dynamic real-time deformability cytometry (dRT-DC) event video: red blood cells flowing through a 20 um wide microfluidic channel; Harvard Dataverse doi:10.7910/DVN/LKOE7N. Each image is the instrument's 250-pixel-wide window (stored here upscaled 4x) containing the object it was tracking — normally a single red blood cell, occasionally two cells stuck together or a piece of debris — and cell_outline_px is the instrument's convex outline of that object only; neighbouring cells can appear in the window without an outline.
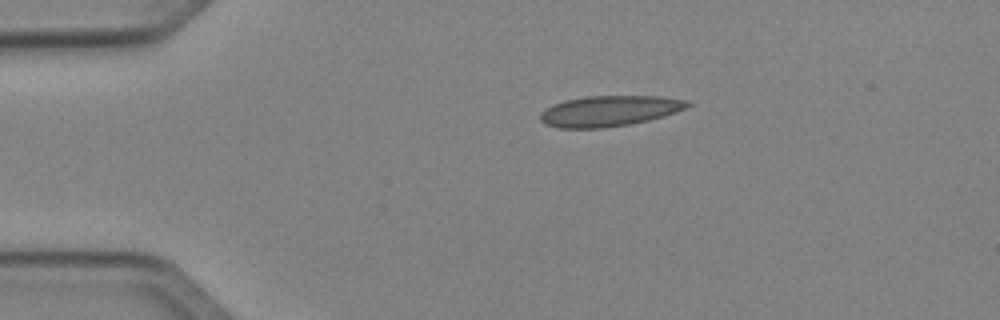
{"species": "Egyptian fruit bat (a non-hibernating species)", "species_latin": "Rousettus aegyptiacus", "temperature_condition": "cold", "stored_images_in_passage": 41, "camera_frame_rate_fps": 3000, "um_per_image_px": 0.085, "animal": {"sex": "female"}, "frame": {"image": 1, "passage_image": 1, "time_ms": 0.0, "image_size_px": [1000, 320], "cell_outline_px": [[692, 104], [684, 108], [648, 120], [628, 124], [604, 128], [560, 128], [548, 124], [540, 120], [540, 112], [564, 100], [584, 96], [660, 96], [684, 100]], "centroid_in_image_um": [51.75, 9.42], "position_along_channel_um": 33.3, "area_um2": 25.78}}
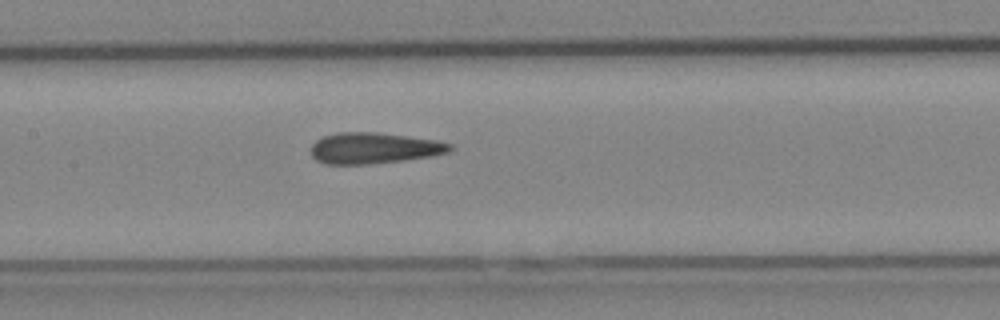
{"frame": {"image": 2, "passage_image": 15, "time_ms": 4.667, "image_size_px": [1000, 320], "cell_outline_px": [[452, 148], [448, 152], [432, 156], [404, 160], [364, 164], [324, 164], [316, 160], [312, 156], [312, 144], [316, 140], [324, 136], [336, 132], [376, 132], [436, 140], [452, 144]], "centroid_in_image_um": [31.77, 12.59], "position_along_channel_um": 175.6, "area_um2": 25.03}}
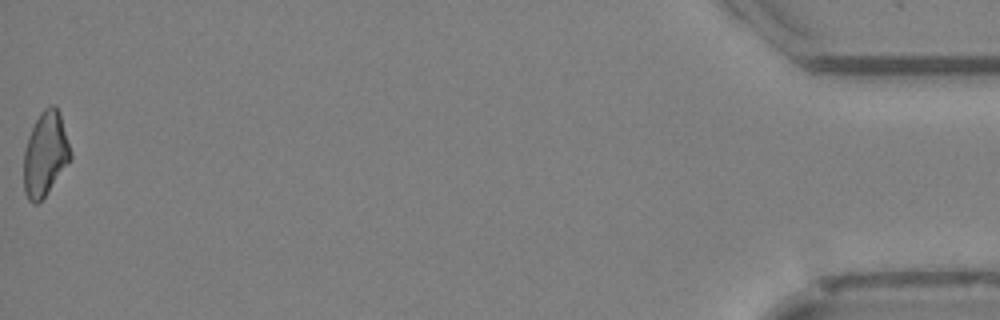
{"frame": {"image": 3, "passage_image": 41, "time_ms": 13.333, "image_size_px": [1000, 320], "cell_outline_px": [[72, 160], [44, 196], [36, 204], [32, 204], [28, 200], [24, 192], [24, 148], [28, 136], [40, 112], [44, 108], [52, 104], [56, 104], [60, 112], [72, 152]], "centroid_in_image_um": [3.87, 13.07], "position_along_channel_um": 431.3, "area_um2": 23.24}, "authors_computed_cell_mechanics": {"area_um2": 24.6228, "velocity_mm_per_s": 4.06, "shape_relaxation_time_tau1_ms": null, "shape_relaxation_time_tau2_ms": 3.2097, "deformation_change_tau1": null, "deformation_change_tau2": 0.0769}}